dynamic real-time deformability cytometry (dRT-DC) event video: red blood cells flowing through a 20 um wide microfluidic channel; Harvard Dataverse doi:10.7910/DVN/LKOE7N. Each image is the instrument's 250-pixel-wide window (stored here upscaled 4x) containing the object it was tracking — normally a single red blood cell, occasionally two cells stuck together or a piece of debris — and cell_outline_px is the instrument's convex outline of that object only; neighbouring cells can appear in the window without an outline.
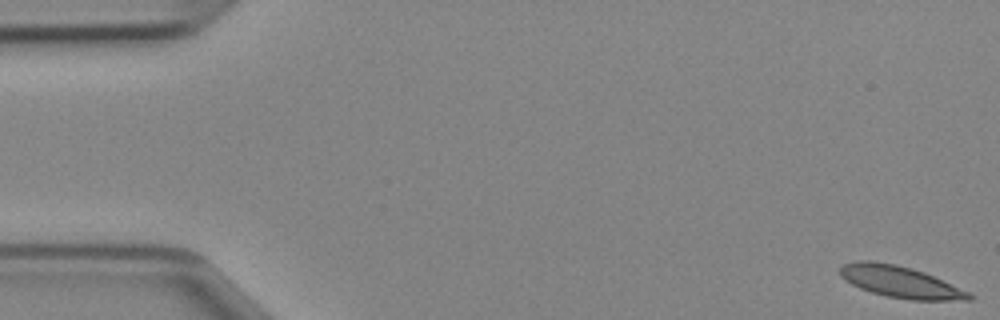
{"species": "Egyptian fruit bat (a non-hibernating species)", "species_latin": "Rousettus aegyptiacus", "temperature_condition": "cold", "stored_images_in_passage": 47, "camera_frame_rate_fps": 3000, "um_per_image_px": 0.085, "animal": {"sex": "female"}, "frame": {"image": 1, "passage_image": 1, "time_ms": 0.0, "image_size_px": [1000, 320], "cell_outline_px": [[972, 300], [912, 300], [888, 296], [872, 292], [860, 288], [844, 280], [840, 276], [840, 268], [844, 264], [860, 260], [872, 260], [896, 264], [912, 268], [924, 272], [968, 292], [972, 296]], "centroid_in_image_um": [76.48, 23.95], "position_along_channel_um": 8.5, "area_um2": 23.47}}
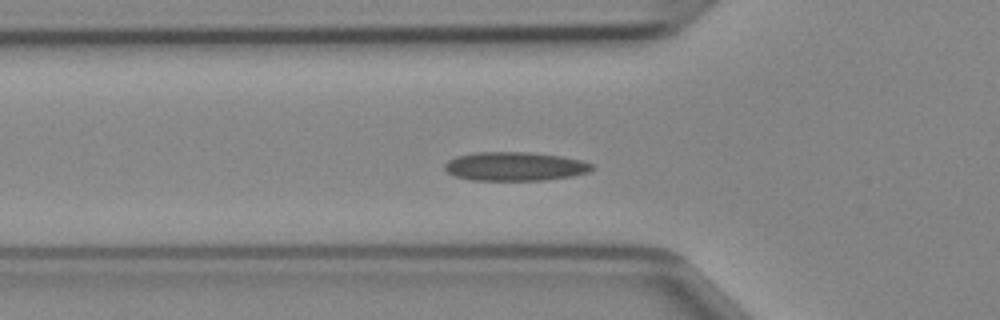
{"frame": {"image": 2, "passage_image": 16, "time_ms": 5.0, "image_size_px": [1000, 320], "cell_outline_px": [[596, 168], [588, 172], [572, 176], [544, 180], [472, 180], [456, 176], [448, 172], [444, 168], [444, 164], [448, 160], [456, 156], [476, 152], [532, 152], [560, 156], [580, 160], [592, 164]], "centroid_in_image_um": [43.77, 14.14], "position_along_channel_um": 82.0, "area_um2": 24.74}}
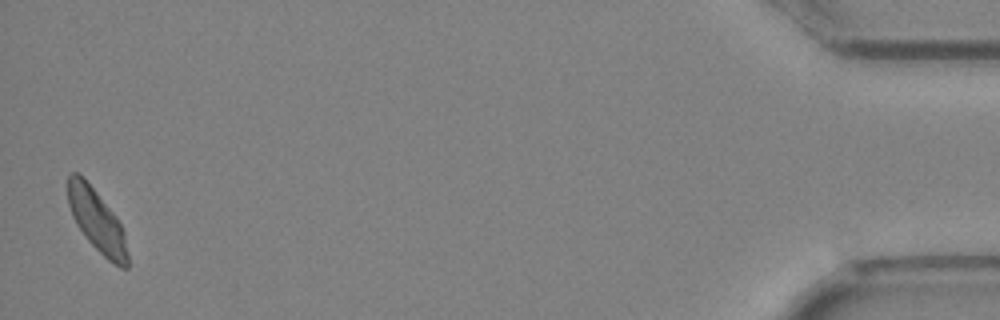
{"frame": {"image": 3, "passage_image": 47, "time_ms": 15.333, "image_size_px": [1000, 320], "cell_outline_px": [[128, 268], [120, 268], [108, 260], [88, 240], [76, 224], [72, 216], [68, 204], [68, 176], [72, 172], [76, 172], [92, 188], [116, 216], [124, 232], [128, 256]], "centroid_in_image_um": [8.24, 18.8], "position_along_channel_um": 427.0, "area_um2": 21.21}}